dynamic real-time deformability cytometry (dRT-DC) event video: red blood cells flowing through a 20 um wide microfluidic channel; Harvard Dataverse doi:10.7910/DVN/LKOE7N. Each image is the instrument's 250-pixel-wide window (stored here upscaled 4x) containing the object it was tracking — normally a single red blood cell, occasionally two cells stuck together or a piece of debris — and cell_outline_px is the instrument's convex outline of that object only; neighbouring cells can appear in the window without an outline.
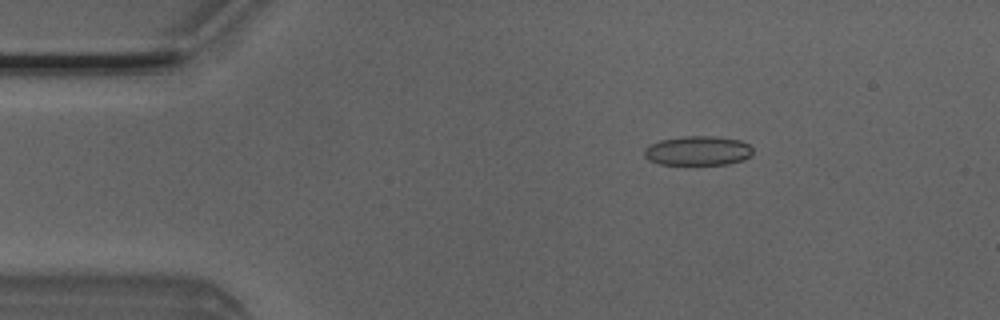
{"species": "Egyptian fruit bat (a non-hibernating species)", "species_latin": "Rousettus aegyptiacus", "temperature_condition": "room temperature", "stored_images_in_passage": 5, "camera_frame_rate_fps": 3000, "um_per_image_px": 0.085, "animal": {"sex": "male"}, "frame": {"image": 1, "passage_image": 3, "time_ms": 0.667, "image_size_px": [1000, 320], "cell_outline_px": [[752, 156], [744, 160], [728, 164], [660, 164], [648, 160], [644, 156], [644, 148], [660, 140], [684, 136], [712, 136], [740, 140], [748, 144], [752, 148]], "centroid_in_image_um": [59.33, 12.81], "position_along_channel_um": 25.7, "area_um2": 18.61}}